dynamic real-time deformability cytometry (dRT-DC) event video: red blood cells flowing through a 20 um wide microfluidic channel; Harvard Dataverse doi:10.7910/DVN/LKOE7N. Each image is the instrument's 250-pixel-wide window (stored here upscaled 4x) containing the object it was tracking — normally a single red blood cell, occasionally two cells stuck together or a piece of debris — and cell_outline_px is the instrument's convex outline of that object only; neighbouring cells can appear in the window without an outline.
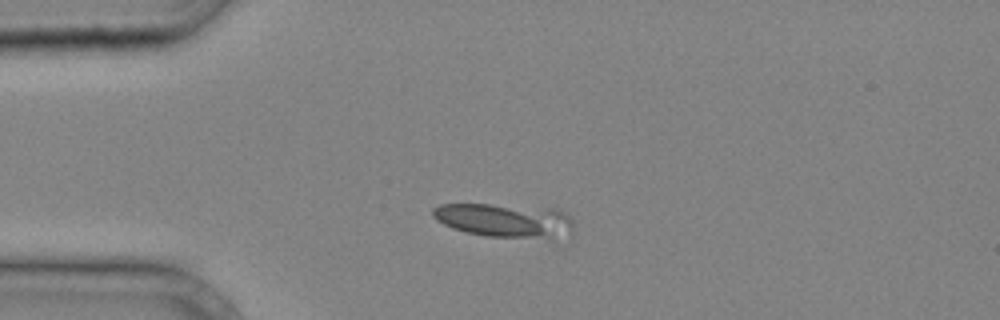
{"species": "common noctule bat (a hibernating species)", "species_latin": "Nyctalus noctula", "temperature_condition": "cold", "stored_images_in_passage": 7, "camera_frame_rate_fps": 3000, "um_per_image_px": 0.085, "animal": {"sex": "male", "body_mass_g": 20.4}, "frame": {"image": 1, "passage_image": 1, "time_ms": 0.0, "image_size_px": [1000, 320], "cell_outline_px": [[572, 228], [552, 240], [488, 236], [464, 232], [452, 228], [436, 220], [432, 216], [432, 208], [440, 204], [488, 204], [556, 208], [564, 212], [572, 220]], "centroid_in_image_um": [42.87, 18.73], "position_along_channel_um": 42.1, "area_um2": 28.09}}